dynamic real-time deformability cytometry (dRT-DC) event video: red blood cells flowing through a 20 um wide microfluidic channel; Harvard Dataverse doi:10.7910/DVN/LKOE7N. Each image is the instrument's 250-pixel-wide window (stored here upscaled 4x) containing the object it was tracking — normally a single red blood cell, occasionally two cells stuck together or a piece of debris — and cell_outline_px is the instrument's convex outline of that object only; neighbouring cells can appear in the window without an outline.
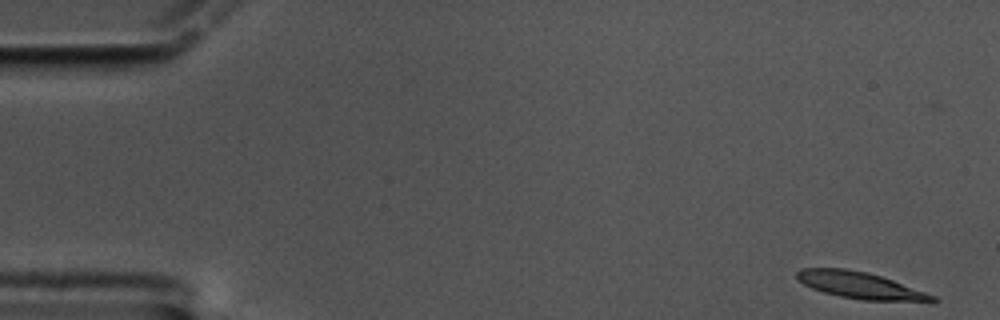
{"species": "common noctule bat (a hibernating species)", "species_latin": "Nyctalus noctula", "temperature_condition": "cold", "stored_images_in_passage": 58, "camera_frame_rate_fps": 3000, "um_per_image_px": 0.085, "animal": {"sex": "male", "body_mass_g": 17.5, "forearm_length_mm": 52.3}, "frame": {"image": 1, "passage_image": 1, "time_ms": 0.0, "image_size_px": [1000, 320], "cell_outline_px": [[940, 300], [936, 304], [864, 300], [840, 296], [824, 292], [812, 288], [796, 280], [796, 272], [800, 268], [844, 268], [868, 272], [892, 280], [936, 296]], "centroid_in_image_um": [73.23, 24.29], "position_along_channel_um": 11.8, "area_um2": 21.62}}
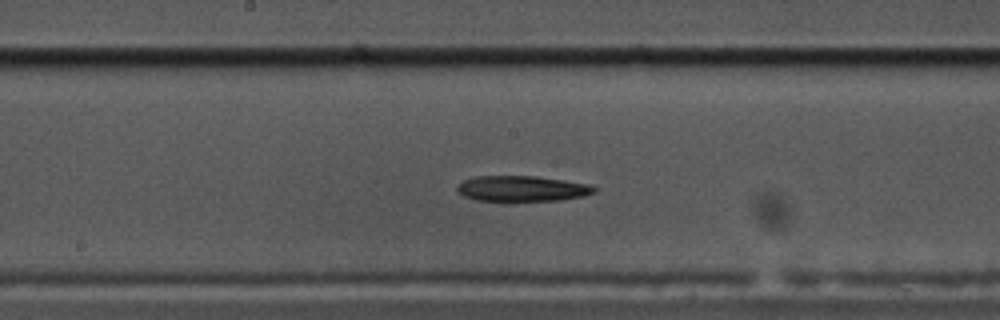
{"frame": {"image": 2, "passage_image": 29, "time_ms": 9.333, "image_size_px": [1000, 320], "cell_outline_px": [[596, 192], [584, 196], [560, 200], [508, 204], [476, 200], [464, 196], [456, 188], [456, 184], [464, 180], [476, 176], [536, 176], [564, 180], [588, 184], [596, 188]], "centroid_in_image_um": [44.34, 16.08], "position_along_channel_um": 203.9, "area_um2": 21.44}}
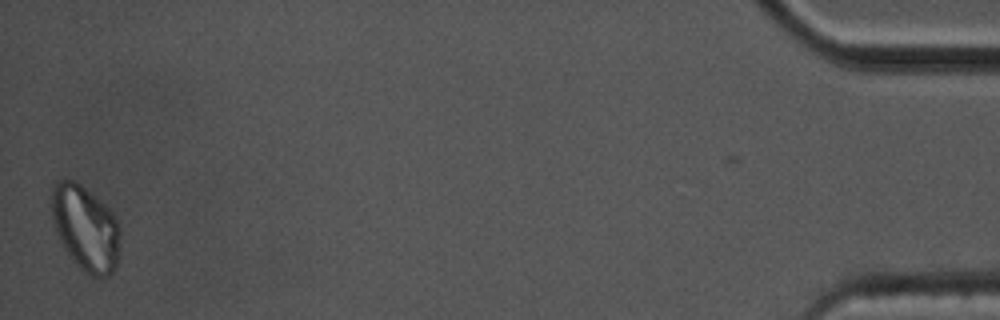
{"frame": {"image": 3, "passage_image": 57, "time_ms": 18.667, "image_size_px": [1000, 320], "cell_outline_px": [[120, 260], [116, 268], [108, 276], [92, 276], [84, 272], [72, 260], [60, 244], [56, 232], [52, 216], [52, 184], [56, 180], [72, 180], [80, 184], [104, 204], [112, 212], [120, 228]], "centroid_in_image_um": [7.28, 19.42], "position_along_channel_um": 427.9, "area_um2": 34.39}, "authors_computed_cell_mechanics": {"area_um2": 21.6172, "velocity_mm_per_s": 3.3873, "shape_relaxation_time_tau1_ms": 9.0115, "shape_relaxation_time_tau2_ms": null, "deformation_change_tau1": 0.2305, "deformation_change_tau2": null}}